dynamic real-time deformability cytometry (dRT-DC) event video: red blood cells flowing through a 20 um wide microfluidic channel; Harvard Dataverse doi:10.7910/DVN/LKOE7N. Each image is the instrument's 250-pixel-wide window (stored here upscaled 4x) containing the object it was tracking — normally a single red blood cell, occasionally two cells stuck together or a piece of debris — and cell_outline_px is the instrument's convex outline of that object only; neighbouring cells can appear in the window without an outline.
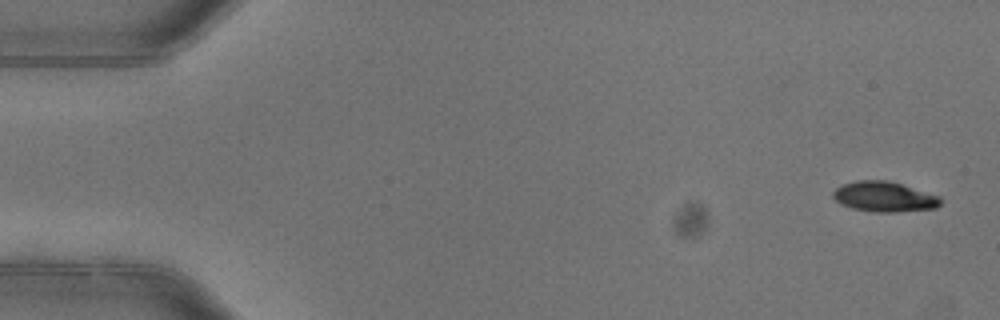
{"species": "common noctule bat (a hibernating species)", "species_latin": "Nyctalus noctula", "temperature_condition": "warm", "stored_images_in_passage": 4, "camera_frame_rate_fps": 3000, "um_per_image_px": 0.085, "animal": {"sex": "female"}, "frame": {"image": 1, "passage_image": 1, "time_ms": 0.0, "image_size_px": [1000, 320], "cell_outline_px": [[940, 204], [936, 208], [896, 212], [872, 212], [852, 208], [840, 204], [832, 196], [832, 192], [836, 188], [844, 184], [856, 180], [888, 180], [940, 196]], "centroid_in_image_um": [75.14, 16.72], "position_along_channel_um": 9.9, "area_um2": 18.9}}
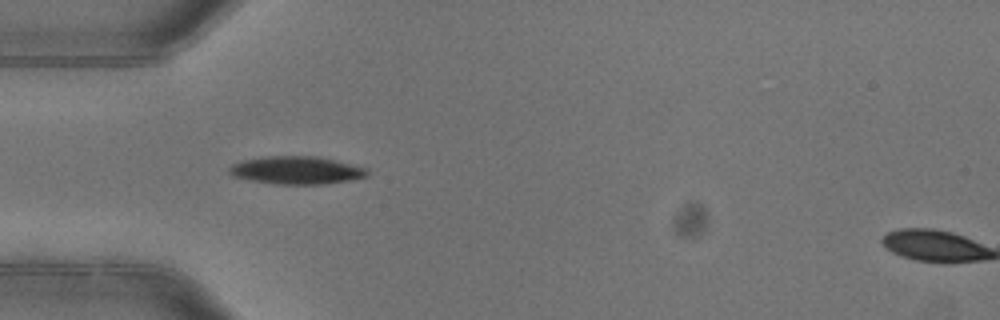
{"frame": {"image": 2, "passage_image": 4, "time_ms": 1.0, "image_size_px": [1000, 320], "cell_outline_px": [[368, 176], [348, 180], [320, 184], [276, 184], [252, 180], [232, 176], [228, 172], [228, 168], [232, 164], [244, 160], [264, 156], [320, 156], [368, 168]], "centroid_in_image_um": [25.2, 14.46], "position_along_channel_um": 59.8, "area_um2": 22.37}}